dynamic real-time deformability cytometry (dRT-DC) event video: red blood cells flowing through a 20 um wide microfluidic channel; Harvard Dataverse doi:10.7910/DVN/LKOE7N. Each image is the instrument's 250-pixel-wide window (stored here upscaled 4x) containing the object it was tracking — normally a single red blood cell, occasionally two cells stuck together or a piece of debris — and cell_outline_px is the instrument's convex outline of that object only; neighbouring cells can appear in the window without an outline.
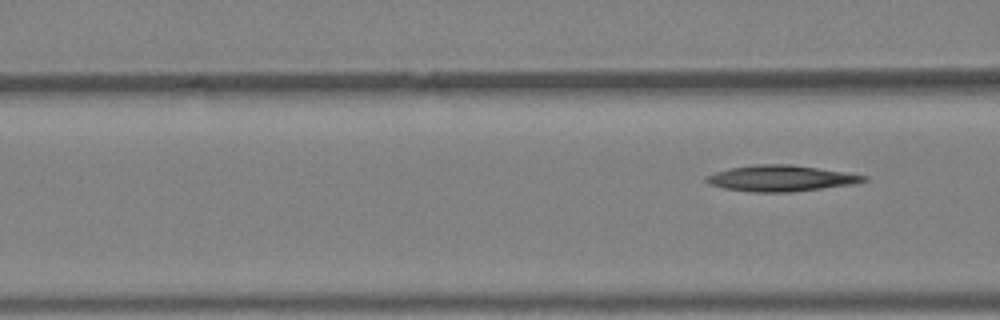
{"species": "Egyptian fruit bat (a non-hibernating species)", "species_latin": "Rousettus aegyptiacus", "temperature_condition": "warm", "stored_images_in_passage": 6, "camera_frame_rate_fps": 3000, "um_per_image_px": 0.085, "animal": {"sex": "female"}, "frame": {"image": 1, "passage_image": 6, "time_ms": 1.667, "image_size_px": [1000, 320], "cell_outline_px": [[868, 180], [852, 184], [792, 192], [752, 192], [724, 188], [708, 184], [704, 180], [704, 176], [728, 168], [756, 164], [792, 164], [844, 172], [868, 176]], "centroid_in_image_um": [66.32, 15.15], "position_along_channel_um": 100.3, "area_um2": 23.87}}